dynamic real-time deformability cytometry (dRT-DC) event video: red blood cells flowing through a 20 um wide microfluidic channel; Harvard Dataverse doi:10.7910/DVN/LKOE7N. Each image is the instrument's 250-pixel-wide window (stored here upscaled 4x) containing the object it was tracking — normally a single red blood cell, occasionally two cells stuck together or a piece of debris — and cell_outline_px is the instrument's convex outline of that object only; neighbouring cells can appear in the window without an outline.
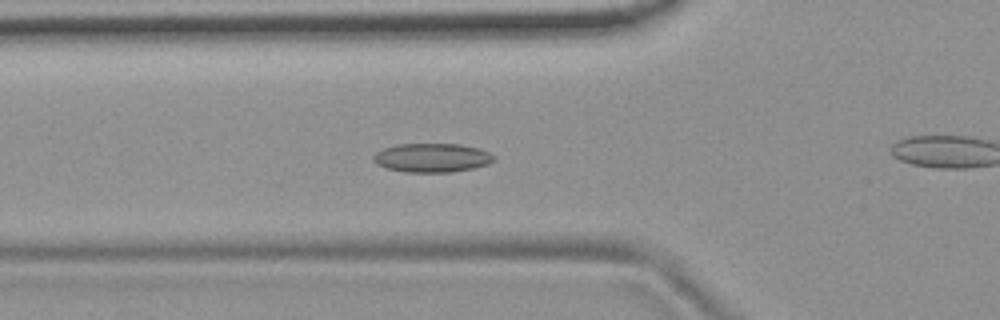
{"species": "common noctule bat (a hibernating species)", "species_latin": "Nyctalus noctula", "temperature_condition": "room temperature", "stored_images_in_passage": 56, "camera_frame_rate_fps": 3000, "um_per_image_px": 0.085, "animal": {"sex": "female", "body_mass_g": 19.9}, "frame": {"image": 1, "passage_image": 20, "time_ms": 6.333, "image_size_px": [1000, 320], "cell_outline_px": [[496, 160], [488, 164], [472, 168], [452, 172], [404, 172], [388, 168], [376, 164], [372, 160], [372, 156], [376, 152], [384, 148], [396, 144], [460, 144], [476, 148], [488, 152], [496, 156]], "centroid_in_image_um": [36.7, 13.41], "position_along_channel_um": 89.1, "area_um2": 20.35}}
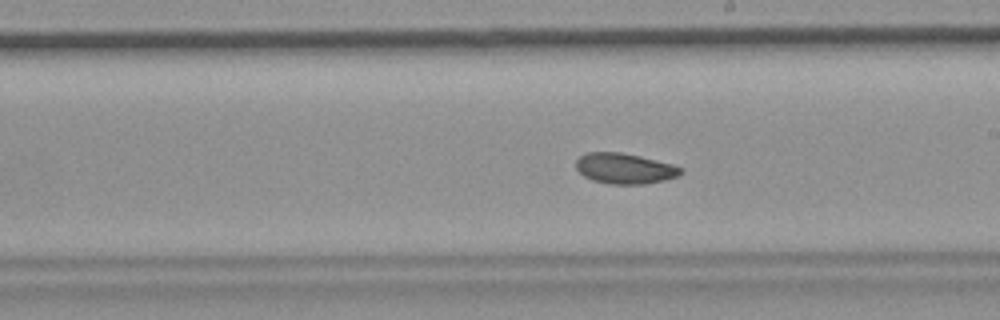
{"frame": {"image": 2, "passage_image": 32, "time_ms": 10.333, "image_size_px": [1000, 320], "cell_outline_px": [[684, 172], [676, 176], [664, 180], [644, 184], [608, 184], [592, 180], [584, 176], [576, 168], [576, 160], [580, 156], [588, 152], [620, 152], [640, 156], [672, 164], [684, 168]], "centroid_in_image_um": [53.1, 14.32], "position_along_channel_um": 235.9, "area_um2": 18.67}}
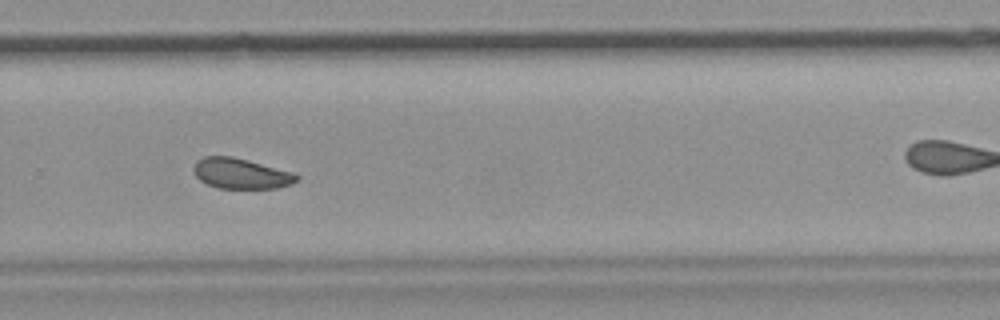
{"frame": {"image": 3, "passage_image": 38, "time_ms": 12.333, "image_size_px": [1000, 320], "cell_outline_px": [[300, 176], [292, 184], [276, 188], [216, 188], [200, 180], [192, 172], [192, 168], [196, 160], [204, 156], [232, 156], [248, 160], [292, 172]], "centroid_in_image_um": [20.43, 14.74], "position_along_channel_um": 309.4, "area_um2": 18.32}, "authors_computed_cell_mechanics": {"area_um2": 19.3341, "velocity_mm_per_s": 3.6728, "shape_relaxation_time_tau1_ms": 5.4993, "shape_relaxation_time_tau2_ms": 4.4755, "deformation_change_tau1": 0.0925, "deformation_change_tau2": 0.0836}}